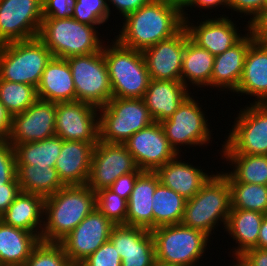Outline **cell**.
Returning a JSON list of instances; mask_svg holds the SVG:
<instances>
[{
    "instance_id": "cell-32",
    "label": "cell",
    "mask_w": 267,
    "mask_h": 266,
    "mask_svg": "<svg viewBox=\"0 0 267 266\" xmlns=\"http://www.w3.org/2000/svg\"><path fill=\"white\" fill-rule=\"evenodd\" d=\"M16 168L21 192L38 194L45 198L64 187L55 167L16 165Z\"/></svg>"
},
{
    "instance_id": "cell-37",
    "label": "cell",
    "mask_w": 267,
    "mask_h": 266,
    "mask_svg": "<svg viewBox=\"0 0 267 266\" xmlns=\"http://www.w3.org/2000/svg\"><path fill=\"white\" fill-rule=\"evenodd\" d=\"M37 99L36 87L0 79V102L12 116L24 112Z\"/></svg>"
},
{
    "instance_id": "cell-21",
    "label": "cell",
    "mask_w": 267,
    "mask_h": 266,
    "mask_svg": "<svg viewBox=\"0 0 267 266\" xmlns=\"http://www.w3.org/2000/svg\"><path fill=\"white\" fill-rule=\"evenodd\" d=\"M245 36L224 53L216 55L211 75V89L224 93H234L243 74L245 57L250 44L254 41L248 33V24L244 25ZM247 33V34H246Z\"/></svg>"
},
{
    "instance_id": "cell-39",
    "label": "cell",
    "mask_w": 267,
    "mask_h": 266,
    "mask_svg": "<svg viewBox=\"0 0 267 266\" xmlns=\"http://www.w3.org/2000/svg\"><path fill=\"white\" fill-rule=\"evenodd\" d=\"M72 18L91 26H103L110 19L107 0H76Z\"/></svg>"
},
{
    "instance_id": "cell-44",
    "label": "cell",
    "mask_w": 267,
    "mask_h": 266,
    "mask_svg": "<svg viewBox=\"0 0 267 266\" xmlns=\"http://www.w3.org/2000/svg\"><path fill=\"white\" fill-rule=\"evenodd\" d=\"M76 0H42L43 18H70Z\"/></svg>"
},
{
    "instance_id": "cell-7",
    "label": "cell",
    "mask_w": 267,
    "mask_h": 266,
    "mask_svg": "<svg viewBox=\"0 0 267 266\" xmlns=\"http://www.w3.org/2000/svg\"><path fill=\"white\" fill-rule=\"evenodd\" d=\"M52 57L38 37L0 44V79L37 88Z\"/></svg>"
},
{
    "instance_id": "cell-46",
    "label": "cell",
    "mask_w": 267,
    "mask_h": 266,
    "mask_svg": "<svg viewBox=\"0 0 267 266\" xmlns=\"http://www.w3.org/2000/svg\"><path fill=\"white\" fill-rule=\"evenodd\" d=\"M248 33L255 42L267 44V7L248 22Z\"/></svg>"
},
{
    "instance_id": "cell-17",
    "label": "cell",
    "mask_w": 267,
    "mask_h": 266,
    "mask_svg": "<svg viewBox=\"0 0 267 266\" xmlns=\"http://www.w3.org/2000/svg\"><path fill=\"white\" fill-rule=\"evenodd\" d=\"M115 225L97 208L59 243L71 261H84L109 240Z\"/></svg>"
},
{
    "instance_id": "cell-14",
    "label": "cell",
    "mask_w": 267,
    "mask_h": 266,
    "mask_svg": "<svg viewBox=\"0 0 267 266\" xmlns=\"http://www.w3.org/2000/svg\"><path fill=\"white\" fill-rule=\"evenodd\" d=\"M201 17L196 23L194 19H185V27L188 31L190 39L200 48L208 50L212 55L216 56L224 53L229 48L238 43L244 36L241 32V25L237 27L238 20L226 14H218L211 18L207 13ZM210 17V18H209ZM233 19V20H231ZM203 20V21H202ZM199 23V24H198ZM240 30V31H239ZM240 32V33H238Z\"/></svg>"
},
{
    "instance_id": "cell-33",
    "label": "cell",
    "mask_w": 267,
    "mask_h": 266,
    "mask_svg": "<svg viewBox=\"0 0 267 266\" xmlns=\"http://www.w3.org/2000/svg\"><path fill=\"white\" fill-rule=\"evenodd\" d=\"M219 156L233 169H222L233 181L267 186V155L221 154Z\"/></svg>"
},
{
    "instance_id": "cell-12",
    "label": "cell",
    "mask_w": 267,
    "mask_h": 266,
    "mask_svg": "<svg viewBox=\"0 0 267 266\" xmlns=\"http://www.w3.org/2000/svg\"><path fill=\"white\" fill-rule=\"evenodd\" d=\"M42 0H0V44L38 37Z\"/></svg>"
},
{
    "instance_id": "cell-18",
    "label": "cell",
    "mask_w": 267,
    "mask_h": 266,
    "mask_svg": "<svg viewBox=\"0 0 267 266\" xmlns=\"http://www.w3.org/2000/svg\"><path fill=\"white\" fill-rule=\"evenodd\" d=\"M56 103L37 99L24 112L12 116L10 144L45 140L55 135Z\"/></svg>"
},
{
    "instance_id": "cell-34",
    "label": "cell",
    "mask_w": 267,
    "mask_h": 266,
    "mask_svg": "<svg viewBox=\"0 0 267 266\" xmlns=\"http://www.w3.org/2000/svg\"><path fill=\"white\" fill-rule=\"evenodd\" d=\"M62 144L63 139L54 135L41 141L11 145L14 147L16 165L55 167Z\"/></svg>"
},
{
    "instance_id": "cell-42",
    "label": "cell",
    "mask_w": 267,
    "mask_h": 266,
    "mask_svg": "<svg viewBox=\"0 0 267 266\" xmlns=\"http://www.w3.org/2000/svg\"><path fill=\"white\" fill-rule=\"evenodd\" d=\"M121 257L110 240L88 256L83 263L85 266H122Z\"/></svg>"
},
{
    "instance_id": "cell-48",
    "label": "cell",
    "mask_w": 267,
    "mask_h": 266,
    "mask_svg": "<svg viewBox=\"0 0 267 266\" xmlns=\"http://www.w3.org/2000/svg\"><path fill=\"white\" fill-rule=\"evenodd\" d=\"M150 1L151 0H107V6L110 16L112 11L110 6L112 4V9L115 8V10L119 11L118 13H120L119 17L121 19V16L124 18L126 15L135 12Z\"/></svg>"
},
{
    "instance_id": "cell-6",
    "label": "cell",
    "mask_w": 267,
    "mask_h": 266,
    "mask_svg": "<svg viewBox=\"0 0 267 266\" xmlns=\"http://www.w3.org/2000/svg\"><path fill=\"white\" fill-rule=\"evenodd\" d=\"M151 233L155 260L172 266H205L200 261L206 256L211 239L202 231L180 223L154 228Z\"/></svg>"
},
{
    "instance_id": "cell-41",
    "label": "cell",
    "mask_w": 267,
    "mask_h": 266,
    "mask_svg": "<svg viewBox=\"0 0 267 266\" xmlns=\"http://www.w3.org/2000/svg\"><path fill=\"white\" fill-rule=\"evenodd\" d=\"M16 170L14 147L8 140H0V187L7 183H18Z\"/></svg>"
},
{
    "instance_id": "cell-27",
    "label": "cell",
    "mask_w": 267,
    "mask_h": 266,
    "mask_svg": "<svg viewBox=\"0 0 267 266\" xmlns=\"http://www.w3.org/2000/svg\"><path fill=\"white\" fill-rule=\"evenodd\" d=\"M160 183L156 172L143 171L136 179L128 200L126 225L153 229L152 200L156 186Z\"/></svg>"
},
{
    "instance_id": "cell-16",
    "label": "cell",
    "mask_w": 267,
    "mask_h": 266,
    "mask_svg": "<svg viewBox=\"0 0 267 266\" xmlns=\"http://www.w3.org/2000/svg\"><path fill=\"white\" fill-rule=\"evenodd\" d=\"M142 171L156 172L178 153L170 145L159 122L133 134L123 143Z\"/></svg>"
},
{
    "instance_id": "cell-36",
    "label": "cell",
    "mask_w": 267,
    "mask_h": 266,
    "mask_svg": "<svg viewBox=\"0 0 267 266\" xmlns=\"http://www.w3.org/2000/svg\"><path fill=\"white\" fill-rule=\"evenodd\" d=\"M220 172L227 178L230 187L231 209L257 211L267 215V186L233 181L225 171Z\"/></svg>"
},
{
    "instance_id": "cell-2",
    "label": "cell",
    "mask_w": 267,
    "mask_h": 266,
    "mask_svg": "<svg viewBox=\"0 0 267 266\" xmlns=\"http://www.w3.org/2000/svg\"><path fill=\"white\" fill-rule=\"evenodd\" d=\"M96 208V193L87 185L64 186L45 197L41 241L59 243Z\"/></svg>"
},
{
    "instance_id": "cell-53",
    "label": "cell",
    "mask_w": 267,
    "mask_h": 266,
    "mask_svg": "<svg viewBox=\"0 0 267 266\" xmlns=\"http://www.w3.org/2000/svg\"><path fill=\"white\" fill-rule=\"evenodd\" d=\"M232 258H233L232 264L231 265L228 264V266H249L241 256H235V257L233 256Z\"/></svg>"
},
{
    "instance_id": "cell-20",
    "label": "cell",
    "mask_w": 267,
    "mask_h": 266,
    "mask_svg": "<svg viewBox=\"0 0 267 266\" xmlns=\"http://www.w3.org/2000/svg\"><path fill=\"white\" fill-rule=\"evenodd\" d=\"M109 240L121 257L122 266H151L155 261V245L150 230L115 225Z\"/></svg>"
},
{
    "instance_id": "cell-25",
    "label": "cell",
    "mask_w": 267,
    "mask_h": 266,
    "mask_svg": "<svg viewBox=\"0 0 267 266\" xmlns=\"http://www.w3.org/2000/svg\"><path fill=\"white\" fill-rule=\"evenodd\" d=\"M191 94L182 81L150 79L142 99L153 121L160 123L170 118Z\"/></svg>"
},
{
    "instance_id": "cell-30",
    "label": "cell",
    "mask_w": 267,
    "mask_h": 266,
    "mask_svg": "<svg viewBox=\"0 0 267 266\" xmlns=\"http://www.w3.org/2000/svg\"><path fill=\"white\" fill-rule=\"evenodd\" d=\"M214 59V55L208 50L200 48L190 39L186 29V45L182 61L181 81L189 90H191L190 87H192L193 91L196 89L194 87H197V91H200L198 88H211Z\"/></svg>"
},
{
    "instance_id": "cell-52",
    "label": "cell",
    "mask_w": 267,
    "mask_h": 266,
    "mask_svg": "<svg viewBox=\"0 0 267 266\" xmlns=\"http://www.w3.org/2000/svg\"><path fill=\"white\" fill-rule=\"evenodd\" d=\"M258 248L267 249V215L264 217L258 236Z\"/></svg>"
},
{
    "instance_id": "cell-24",
    "label": "cell",
    "mask_w": 267,
    "mask_h": 266,
    "mask_svg": "<svg viewBox=\"0 0 267 266\" xmlns=\"http://www.w3.org/2000/svg\"><path fill=\"white\" fill-rule=\"evenodd\" d=\"M234 93L256 97L252 98L251 104H267V44L255 41L250 44L243 74Z\"/></svg>"
},
{
    "instance_id": "cell-10",
    "label": "cell",
    "mask_w": 267,
    "mask_h": 266,
    "mask_svg": "<svg viewBox=\"0 0 267 266\" xmlns=\"http://www.w3.org/2000/svg\"><path fill=\"white\" fill-rule=\"evenodd\" d=\"M234 117L219 154L267 155V104L247 103Z\"/></svg>"
},
{
    "instance_id": "cell-54",
    "label": "cell",
    "mask_w": 267,
    "mask_h": 266,
    "mask_svg": "<svg viewBox=\"0 0 267 266\" xmlns=\"http://www.w3.org/2000/svg\"><path fill=\"white\" fill-rule=\"evenodd\" d=\"M65 266H85V264L83 263V261H71L69 260Z\"/></svg>"
},
{
    "instance_id": "cell-50",
    "label": "cell",
    "mask_w": 267,
    "mask_h": 266,
    "mask_svg": "<svg viewBox=\"0 0 267 266\" xmlns=\"http://www.w3.org/2000/svg\"><path fill=\"white\" fill-rule=\"evenodd\" d=\"M241 257L249 266H267V249L253 248Z\"/></svg>"
},
{
    "instance_id": "cell-23",
    "label": "cell",
    "mask_w": 267,
    "mask_h": 266,
    "mask_svg": "<svg viewBox=\"0 0 267 266\" xmlns=\"http://www.w3.org/2000/svg\"><path fill=\"white\" fill-rule=\"evenodd\" d=\"M97 143L63 140L55 169L64 186L86 185Z\"/></svg>"
},
{
    "instance_id": "cell-19",
    "label": "cell",
    "mask_w": 267,
    "mask_h": 266,
    "mask_svg": "<svg viewBox=\"0 0 267 266\" xmlns=\"http://www.w3.org/2000/svg\"><path fill=\"white\" fill-rule=\"evenodd\" d=\"M186 27L177 34L142 51L150 79L181 81Z\"/></svg>"
},
{
    "instance_id": "cell-56",
    "label": "cell",
    "mask_w": 267,
    "mask_h": 266,
    "mask_svg": "<svg viewBox=\"0 0 267 266\" xmlns=\"http://www.w3.org/2000/svg\"><path fill=\"white\" fill-rule=\"evenodd\" d=\"M174 1H177V2L181 3L183 0H174Z\"/></svg>"
},
{
    "instance_id": "cell-4",
    "label": "cell",
    "mask_w": 267,
    "mask_h": 266,
    "mask_svg": "<svg viewBox=\"0 0 267 266\" xmlns=\"http://www.w3.org/2000/svg\"><path fill=\"white\" fill-rule=\"evenodd\" d=\"M109 42L104 44L102 51L112 97L143 98L150 77L142 51L125 47L113 38Z\"/></svg>"
},
{
    "instance_id": "cell-8",
    "label": "cell",
    "mask_w": 267,
    "mask_h": 266,
    "mask_svg": "<svg viewBox=\"0 0 267 266\" xmlns=\"http://www.w3.org/2000/svg\"><path fill=\"white\" fill-rule=\"evenodd\" d=\"M153 122L142 98L112 97L98 108L99 140L123 144Z\"/></svg>"
},
{
    "instance_id": "cell-3",
    "label": "cell",
    "mask_w": 267,
    "mask_h": 266,
    "mask_svg": "<svg viewBox=\"0 0 267 266\" xmlns=\"http://www.w3.org/2000/svg\"><path fill=\"white\" fill-rule=\"evenodd\" d=\"M214 173L193 198L186 200L181 221L184 226L202 231L210 239L220 224L225 231L231 210L227 178L219 171Z\"/></svg>"
},
{
    "instance_id": "cell-43",
    "label": "cell",
    "mask_w": 267,
    "mask_h": 266,
    "mask_svg": "<svg viewBox=\"0 0 267 266\" xmlns=\"http://www.w3.org/2000/svg\"><path fill=\"white\" fill-rule=\"evenodd\" d=\"M266 7L267 0H228V9H231V17L233 15L232 12L235 13L236 11L237 15H241V18L246 16L249 19L248 21L244 20V22L246 23L251 21L258 13H260Z\"/></svg>"
},
{
    "instance_id": "cell-29",
    "label": "cell",
    "mask_w": 267,
    "mask_h": 266,
    "mask_svg": "<svg viewBox=\"0 0 267 266\" xmlns=\"http://www.w3.org/2000/svg\"><path fill=\"white\" fill-rule=\"evenodd\" d=\"M266 215L257 211L231 209L224 233L237 244L230 249L231 257L241 256L247 250L258 248L261 223ZM234 250V251H233Z\"/></svg>"
},
{
    "instance_id": "cell-28",
    "label": "cell",
    "mask_w": 267,
    "mask_h": 266,
    "mask_svg": "<svg viewBox=\"0 0 267 266\" xmlns=\"http://www.w3.org/2000/svg\"><path fill=\"white\" fill-rule=\"evenodd\" d=\"M45 198L38 194L24 193L15 198L0 220L25 231L34 233L40 240L44 224Z\"/></svg>"
},
{
    "instance_id": "cell-38",
    "label": "cell",
    "mask_w": 267,
    "mask_h": 266,
    "mask_svg": "<svg viewBox=\"0 0 267 266\" xmlns=\"http://www.w3.org/2000/svg\"><path fill=\"white\" fill-rule=\"evenodd\" d=\"M96 193V208L114 225H126L128 200L120 197L109 188Z\"/></svg>"
},
{
    "instance_id": "cell-13",
    "label": "cell",
    "mask_w": 267,
    "mask_h": 266,
    "mask_svg": "<svg viewBox=\"0 0 267 266\" xmlns=\"http://www.w3.org/2000/svg\"><path fill=\"white\" fill-rule=\"evenodd\" d=\"M138 166L124 144L98 140L94 147L87 186L94 192L109 188L120 176L135 172Z\"/></svg>"
},
{
    "instance_id": "cell-35",
    "label": "cell",
    "mask_w": 267,
    "mask_h": 266,
    "mask_svg": "<svg viewBox=\"0 0 267 266\" xmlns=\"http://www.w3.org/2000/svg\"><path fill=\"white\" fill-rule=\"evenodd\" d=\"M152 198L153 229L181 223L186 203L185 198L161 182L156 186Z\"/></svg>"
},
{
    "instance_id": "cell-45",
    "label": "cell",
    "mask_w": 267,
    "mask_h": 266,
    "mask_svg": "<svg viewBox=\"0 0 267 266\" xmlns=\"http://www.w3.org/2000/svg\"><path fill=\"white\" fill-rule=\"evenodd\" d=\"M142 172L143 171L138 168L135 172H130L120 176L114 181L109 189L118 194L120 197L129 200L136 179Z\"/></svg>"
},
{
    "instance_id": "cell-15",
    "label": "cell",
    "mask_w": 267,
    "mask_h": 266,
    "mask_svg": "<svg viewBox=\"0 0 267 266\" xmlns=\"http://www.w3.org/2000/svg\"><path fill=\"white\" fill-rule=\"evenodd\" d=\"M55 135L63 140L97 143L98 107L80 101L57 102Z\"/></svg>"
},
{
    "instance_id": "cell-49",
    "label": "cell",
    "mask_w": 267,
    "mask_h": 266,
    "mask_svg": "<svg viewBox=\"0 0 267 266\" xmlns=\"http://www.w3.org/2000/svg\"><path fill=\"white\" fill-rule=\"evenodd\" d=\"M20 192L19 183H7L0 187V216L8 209Z\"/></svg>"
},
{
    "instance_id": "cell-47",
    "label": "cell",
    "mask_w": 267,
    "mask_h": 266,
    "mask_svg": "<svg viewBox=\"0 0 267 266\" xmlns=\"http://www.w3.org/2000/svg\"><path fill=\"white\" fill-rule=\"evenodd\" d=\"M221 10L225 7L226 9H228V0H183L181 2V9H182V16L183 19H188V17H192V16H188L190 14H188L186 10H193V12H195L197 10V8H199L198 10L200 11L201 9L203 10H214L221 7ZM217 7V8H216ZM190 8V9H188ZM194 8V9H192Z\"/></svg>"
},
{
    "instance_id": "cell-11",
    "label": "cell",
    "mask_w": 267,
    "mask_h": 266,
    "mask_svg": "<svg viewBox=\"0 0 267 266\" xmlns=\"http://www.w3.org/2000/svg\"><path fill=\"white\" fill-rule=\"evenodd\" d=\"M73 77L76 101L95 107L105 106L112 98L108 68L103 51L66 58Z\"/></svg>"
},
{
    "instance_id": "cell-31",
    "label": "cell",
    "mask_w": 267,
    "mask_h": 266,
    "mask_svg": "<svg viewBox=\"0 0 267 266\" xmlns=\"http://www.w3.org/2000/svg\"><path fill=\"white\" fill-rule=\"evenodd\" d=\"M40 239L0 220V266H23Z\"/></svg>"
},
{
    "instance_id": "cell-22",
    "label": "cell",
    "mask_w": 267,
    "mask_h": 266,
    "mask_svg": "<svg viewBox=\"0 0 267 266\" xmlns=\"http://www.w3.org/2000/svg\"><path fill=\"white\" fill-rule=\"evenodd\" d=\"M182 156L184 155L181 154L180 156L178 154L168 163L160 167L156 173L164 186L172 189L188 200L200 191L202 186L214 173L213 171L210 173L205 168H201V165L195 166L188 160L183 161Z\"/></svg>"
},
{
    "instance_id": "cell-55",
    "label": "cell",
    "mask_w": 267,
    "mask_h": 266,
    "mask_svg": "<svg viewBox=\"0 0 267 266\" xmlns=\"http://www.w3.org/2000/svg\"><path fill=\"white\" fill-rule=\"evenodd\" d=\"M151 266H172V265H169V264H165V263H162V262H159L157 260H155Z\"/></svg>"
},
{
    "instance_id": "cell-51",
    "label": "cell",
    "mask_w": 267,
    "mask_h": 266,
    "mask_svg": "<svg viewBox=\"0 0 267 266\" xmlns=\"http://www.w3.org/2000/svg\"><path fill=\"white\" fill-rule=\"evenodd\" d=\"M12 125V115L0 102V140H8Z\"/></svg>"
},
{
    "instance_id": "cell-5",
    "label": "cell",
    "mask_w": 267,
    "mask_h": 266,
    "mask_svg": "<svg viewBox=\"0 0 267 266\" xmlns=\"http://www.w3.org/2000/svg\"><path fill=\"white\" fill-rule=\"evenodd\" d=\"M96 29L98 27L80 23L72 17L43 18L38 38L53 57L66 59L101 51L106 41Z\"/></svg>"
},
{
    "instance_id": "cell-1",
    "label": "cell",
    "mask_w": 267,
    "mask_h": 266,
    "mask_svg": "<svg viewBox=\"0 0 267 266\" xmlns=\"http://www.w3.org/2000/svg\"><path fill=\"white\" fill-rule=\"evenodd\" d=\"M122 19V28H117L113 39L139 51L172 37L185 26L181 3L174 0H151Z\"/></svg>"
},
{
    "instance_id": "cell-40",
    "label": "cell",
    "mask_w": 267,
    "mask_h": 266,
    "mask_svg": "<svg viewBox=\"0 0 267 266\" xmlns=\"http://www.w3.org/2000/svg\"><path fill=\"white\" fill-rule=\"evenodd\" d=\"M68 261L60 243L40 240L23 266H65Z\"/></svg>"
},
{
    "instance_id": "cell-26",
    "label": "cell",
    "mask_w": 267,
    "mask_h": 266,
    "mask_svg": "<svg viewBox=\"0 0 267 266\" xmlns=\"http://www.w3.org/2000/svg\"><path fill=\"white\" fill-rule=\"evenodd\" d=\"M38 99L50 102L76 101L72 72L66 59L52 57L37 86Z\"/></svg>"
},
{
    "instance_id": "cell-9",
    "label": "cell",
    "mask_w": 267,
    "mask_h": 266,
    "mask_svg": "<svg viewBox=\"0 0 267 266\" xmlns=\"http://www.w3.org/2000/svg\"><path fill=\"white\" fill-rule=\"evenodd\" d=\"M197 98L191 94L170 118L160 122L166 138L178 154L184 149L187 151L185 147L190 149L199 146L202 149L203 145V147L212 146L213 131L210 130L208 116L205 114L207 112L202 109L203 106Z\"/></svg>"
}]
</instances>
